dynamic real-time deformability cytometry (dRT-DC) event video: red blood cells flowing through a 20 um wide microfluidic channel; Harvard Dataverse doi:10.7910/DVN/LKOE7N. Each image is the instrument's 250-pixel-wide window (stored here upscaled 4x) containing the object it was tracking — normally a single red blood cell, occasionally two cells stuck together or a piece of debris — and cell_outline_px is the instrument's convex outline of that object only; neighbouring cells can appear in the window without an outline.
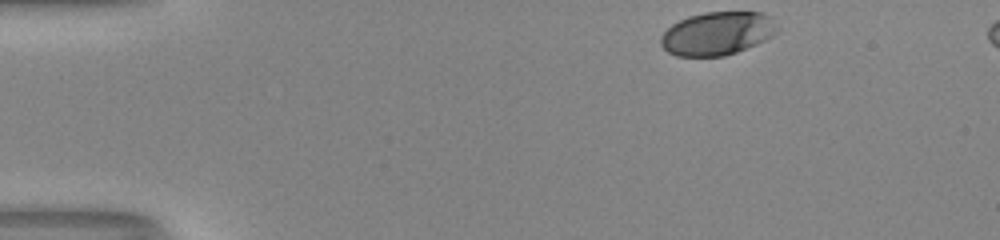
{"species": "human", "species_latin": "Homo sapiens", "temperature_condition": "room temperature", "stored_images_in_passage": 37, "camera_frame_rate_fps": 3000, "um_per_image_px": 0.085, "donor": {"sex": "male"}, "frame": {"image": 1, "passage_image": 1, "time_ms": 0.0, "image_size_px": [1000, 240], "cell_outline_px": [[776, 32], [772, 36], [756, 44], [736, 52], [724, 56], [676, 56], [668, 52], [660, 44], [660, 36], [672, 24], [688, 16], [704, 12], [760, 12], [768, 16], [776, 28]], "centroid_in_image_um": [60.91, 2.85], "position_along_channel_um": 24.1, "area_um2": 29.07}}
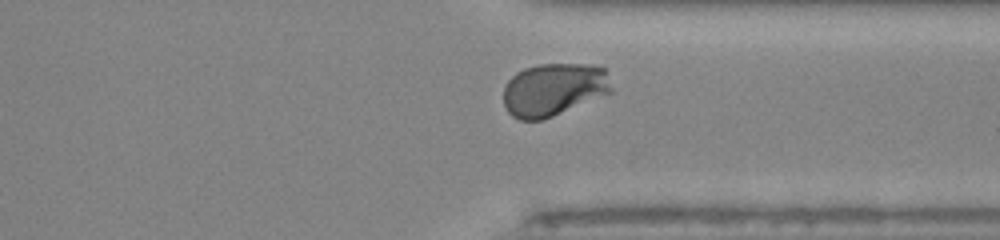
{"frame": {"image": 2, "passage_image": 34, "time_ms": 11.0, "image_size_px": [1000, 240], "cell_outline_px": [[612, 92], [544, 120], [520, 120], [512, 116], [508, 112], [504, 104], [504, 88], [508, 80], [516, 72], [524, 68], [540, 64], [584, 64], [604, 68], [612, 88]], "centroid_in_image_um": [47.04, 7.62], "position_along_channel_um": 364.4, "area_um2": 33.23}, "authors_computed_cell_mechanics": {"area_um2": 32.3102, "velocity_mm_per_s": 3.9759, "shape_relaxation_time_tau1_ms": 4.2657, "shape_relaxation_time_tau2_ms": null, "deformation_change_tau1": 0.1747, "deformation_change_tau2": null}}